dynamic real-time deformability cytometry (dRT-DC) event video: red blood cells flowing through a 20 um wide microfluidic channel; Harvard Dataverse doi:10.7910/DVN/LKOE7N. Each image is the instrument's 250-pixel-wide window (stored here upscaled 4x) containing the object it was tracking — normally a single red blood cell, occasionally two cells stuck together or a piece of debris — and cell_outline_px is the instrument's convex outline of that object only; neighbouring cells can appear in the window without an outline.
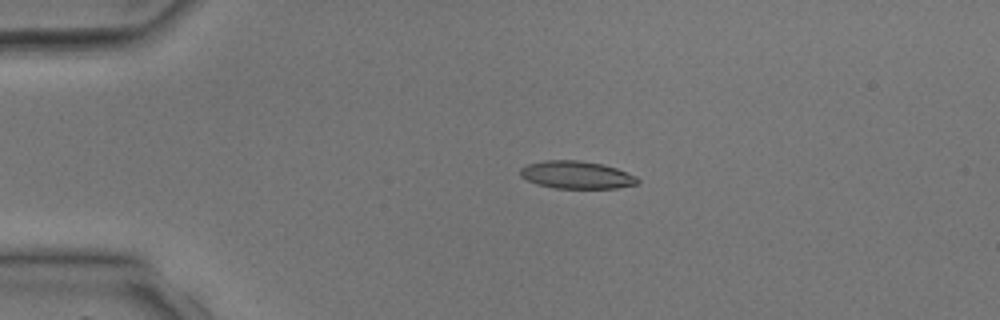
{"species": "common noctule bat (a hibernating species)", "species_latin": "Nyctalus noctula", "temperature_condition": "room temperature", "stored_images_in_passage": 2, "camera_frame_rate_fps": 3000, "um_per_image_px": 0.085, "animal": {"sex": "male", "body_mass_g": 17.9, "forearm_length_mm": 54.2}, "frame": {"image": 1, "passage_image": 2, "time_ms": 1.333, "image_size_px": [1000, 320], "cell_outline_px": [[640, 184], [616, 188], [552, 188], [536, 184], [520, 176], [520, 168], [528, 164], [544, 160], [580, 160], [604, 164], [616, 168], [636, 176], [640, 180]], "centroid_in_image_um": [49.02, 14.86], "position_along_channel_um": 36.0, "area_um2": 19.07}}